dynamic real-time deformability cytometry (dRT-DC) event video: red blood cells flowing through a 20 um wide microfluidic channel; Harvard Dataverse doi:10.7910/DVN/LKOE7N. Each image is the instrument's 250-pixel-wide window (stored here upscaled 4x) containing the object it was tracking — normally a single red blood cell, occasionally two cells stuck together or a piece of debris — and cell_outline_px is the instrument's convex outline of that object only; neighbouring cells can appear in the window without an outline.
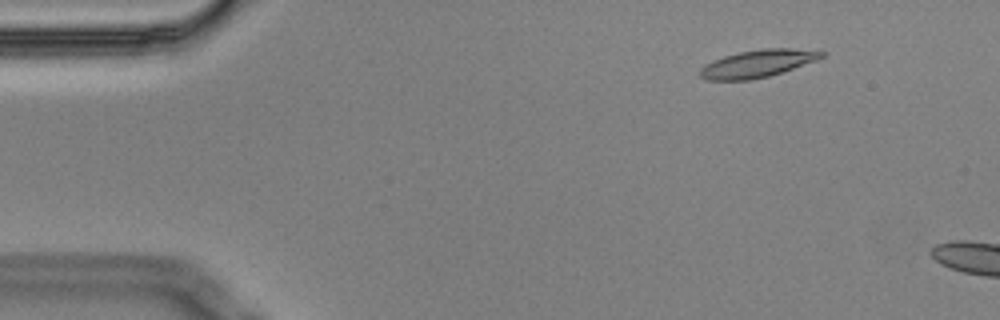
{"species": "Egyptian fruit bat (a non-hibernating species)", "species_latin": "Rousettus aegyptiacus", "temperature_condition": "cold", "stored_images_in_passage": 3, "camera_frame_rate_fps": 3000, "um_per_image_px": 0.085, "animal": {"sex": "male"}, "frame": {"image": 1, "passage_image": 2, "time_ms": 0.333, "image_size_px": [1000, 320], "cell_outline_px": [[824, 56], [816, 60], [768, 76], [748, 80], [704, 80], [700, 76], [700, 68], [704, 64], [712, 60], [724, 56], [740, 52], [764, 48], [792, 48], [824, 52]], "centroid_in_image_um": [64.32, 5.4], "position_along_channel_um": 20.7, "area_um2": 19.19}}